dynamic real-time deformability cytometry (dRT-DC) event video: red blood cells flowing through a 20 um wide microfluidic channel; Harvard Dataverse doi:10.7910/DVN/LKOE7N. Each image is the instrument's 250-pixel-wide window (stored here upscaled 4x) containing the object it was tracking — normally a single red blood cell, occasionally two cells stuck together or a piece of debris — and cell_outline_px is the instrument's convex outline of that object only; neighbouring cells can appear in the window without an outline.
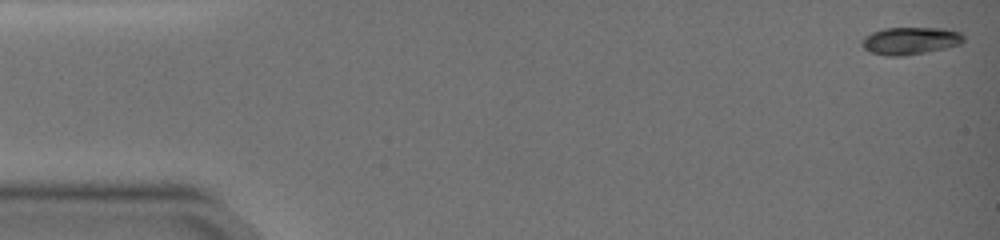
{"species": "common noctule bat (a hibernating species)", "species_latin": "Nyctalus noctula", "temperature_condition": "warm", "stored_images_in_passage": 56, "camera_frame_rate_fps": 3000, "um_per_image_px": 0.085, "animal": {"sex": "female", "body_mass_g": 19.0, "forearm_length_mm": 51.5}, "frame": {"image": 1, "passage_image": 1, "time_ms": 0.0, "image_size_px": [1000, 240], "cell_outline_px": [[964, 40], [960, 44], [944, 48], [904, 56], [888, 56], [868, 52], [860, 44], [860, 40], [864, 36], [872, 32], [884, 28], [944, 28], [960, 32], [964, 36]], "centroid_in_image_um": [77.32, 3.46], "position_along_channel_um": 7.7, "area_um2": 16.36}}
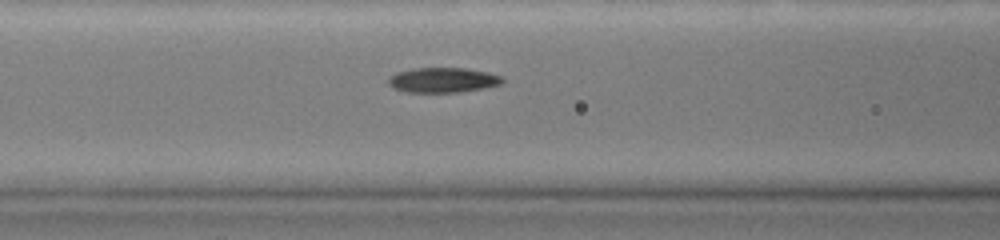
{"frame": {"image": 2, "passage_image": 24, "time_ms": 7.0, "image_size_px": [1000, 240], "cell_outline_px": [[504, 80], [500, 84], [484, 88], [460, 92], [404, 92], [388, 84], [388, 76], [396, 72], [412, 68], [464, 68], [488, 72], [500, 76]], "centroid_in_image_um": [37.61, 6.8], "position_along_channel_um": 129.0, "area_um2": 16.59}}
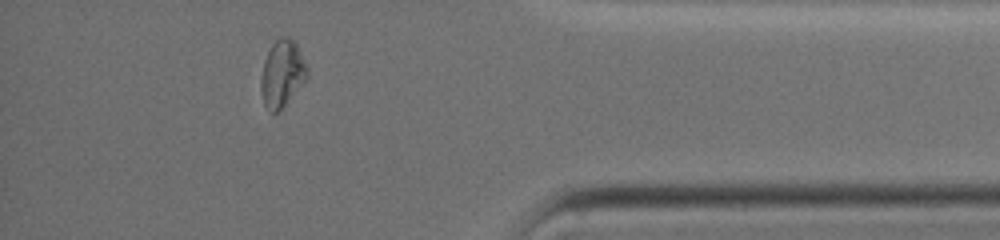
{"frame": {"image": 3, "passage_image": 50, "time_ms": 15.0, "image_size_px": [1000, 240], "cell_outline_px": [[308, 80], [280, 112], [272, 112], [264, 104], [260, 88], [260, 80], [264, 60], [272, 44], [280, 36], [288, 36], [296, 44], [308, 68]], "centroid_in_image_um": [24.0, 6.29], "position_along_channel_um": 411.2, "area_um2": 18.32}, "authors_computed_cell_mechanics": {"area_um2": 16.2996, "velocity_mm_per_s": 3.7506, "shape_relaxation_time_tau1_ms": 6.6066, "shape_relaxation_time_tau2_ms": 4.2873, "deformation_change_tau1": 0.2303, "deformation_change_tau2": 0.0654}}